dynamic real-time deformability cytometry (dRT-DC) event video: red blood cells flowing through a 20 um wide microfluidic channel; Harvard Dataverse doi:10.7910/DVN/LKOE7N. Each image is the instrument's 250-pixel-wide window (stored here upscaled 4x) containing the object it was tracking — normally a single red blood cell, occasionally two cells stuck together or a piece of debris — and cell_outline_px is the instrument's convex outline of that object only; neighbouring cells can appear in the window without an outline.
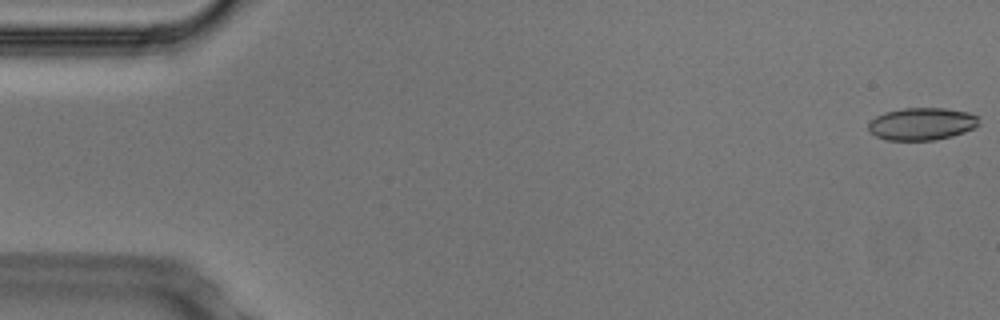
{"species": "Egyptian fruit bat (a non-hibernating species)", "species_latin": "Rousettus aegyptiacus", "temperature_condition": "cold", "stored_images_in_passage": 53, "camera_frame_rate_fps": 3000, "um_per_image_px": 0.085, "animal": {"sex": "male"}, "frame": {"image": 1, "passage_image": 1, "time_ms": 0.0, "image_size_px": [1000, 320], "cell_outline_px": [[980, 124], [976, 128], [952, 136], [936, 140], [888, 140], [876, 136], [868, 132], [868, 124], [876, 116], [884, 112], [900, 108], [944, 108], [968, 112], [980, 116]], "centroid_in_image_um": [78.39, 10.52], "position_along_channel_um": 6.6, "area_um2": 21.21}}
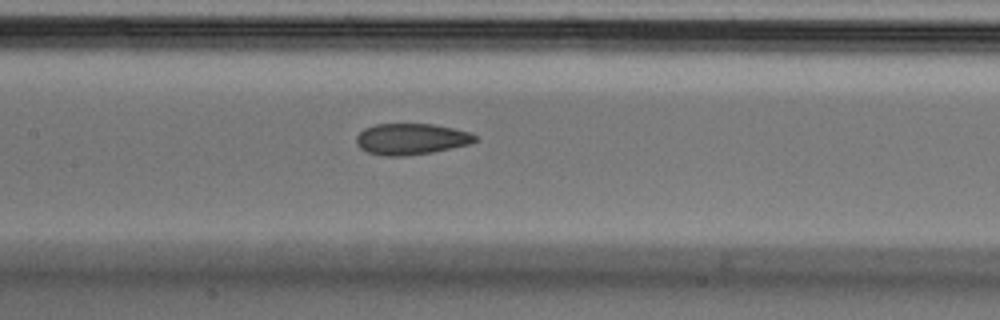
{"frame": {"image": 2, "passage_image": 25, "time_ms": 8.0, "image_size_px": [1000, 320], "cell_outline_px": [[476, 140], [468, 144], [432, 152], [404, 156], [384, 156], [368, 152], [360, 148], [356, 144], [356, 136], [364, 128], [376, 124], [432, 124], [472, 132], [476, 136]], "centroid_in_image_um": [34.92, 11.81], "position_along_channel_um": 172.5, "area_um2": 21.5}}
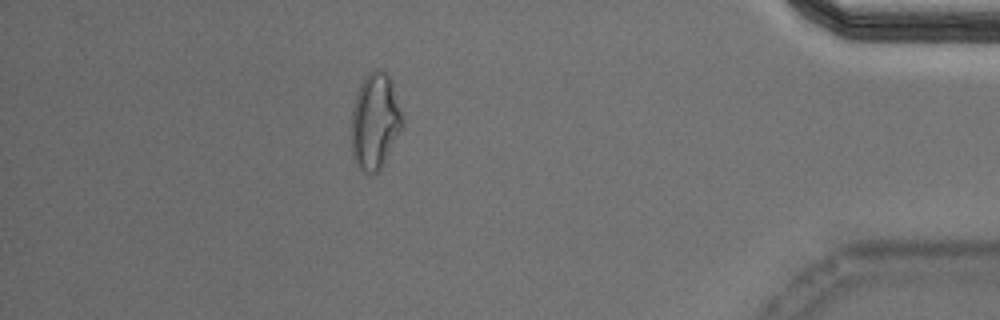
{"frame": {"image": 3, "passage_image": 47, "time_ms": 15.333, "image_size_px": [1000, 320], "cell_outline_px": [[404, 128], [380, 168], [376, 172], [364, 172], [356, 164], [352, 156], [352, 108], [360, 84], [364, 76], [368, 72], [376, 68], [384, 72], [392, 80], [404, 120]], "centroid_in_image_um": [31.9, 10.28], "position_along_channel_um": 403.3, "area_um2": 28.67}, "authors_computed_cell_mechanics": {"area_um2": 22.1952, "velocity_mm_per_s": 3.7586, "shape_relaxation_time_tau1_ms": null, "shape_relaxation_time_tau2_ms": 2.7348, "deformation_change_tau1": null, "deformation_change_tau2": 0.0848}}